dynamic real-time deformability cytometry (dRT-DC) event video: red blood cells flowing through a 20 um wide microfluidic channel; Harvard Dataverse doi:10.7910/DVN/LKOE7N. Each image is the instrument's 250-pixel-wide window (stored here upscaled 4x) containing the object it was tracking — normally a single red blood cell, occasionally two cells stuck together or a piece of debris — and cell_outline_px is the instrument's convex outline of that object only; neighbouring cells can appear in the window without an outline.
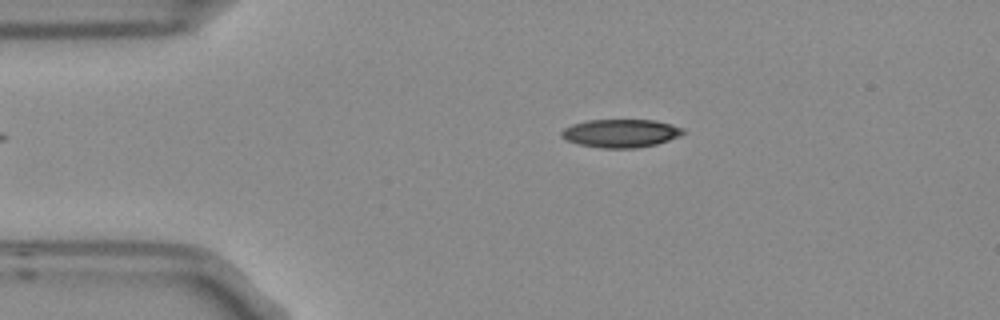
{"species": "Egyptian fruit bat (a non-hibernating species)", "species_latin": "Rousettus aegyptiacus", "temperature_condition": "room temperature", "stored_images_in_passage": 4, "segment_of_instrument_passage": [1, 2], "camera_frame_rate_fps": 3000, "um_per_image_px": 0.085, "frame": {"image": 1, "passage_image": 2, "time_ms": 0.333, "image_size_px": [1000, 320], "cell_outline_px": [[684, 132], [680, 136], [656, 144], [636, 148], [600, 148], [580, 144], [568, 140], [560, 136], [560, 132], [564, 128], [572, 124], [588, 120], [656, 120], [672, 124], [684, 128]], "centroid_in_image_um": [52.77, 11.32], "position_along_channel_um": 32.2, "area_um2": 20.0}}